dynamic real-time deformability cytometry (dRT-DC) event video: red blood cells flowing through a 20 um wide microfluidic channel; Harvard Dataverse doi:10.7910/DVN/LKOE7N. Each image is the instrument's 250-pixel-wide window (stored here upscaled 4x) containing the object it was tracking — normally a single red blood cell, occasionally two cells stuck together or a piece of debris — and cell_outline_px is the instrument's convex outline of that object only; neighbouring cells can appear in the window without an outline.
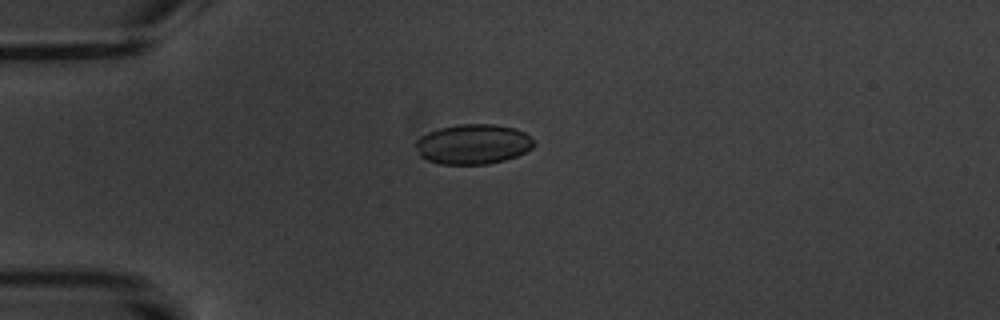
{"species": "common noctule bat (a hibernating species)", "species_latin": "Nyctalus noctula", "temperature_condition": "warm", "stored_images_in_passage": 5, "camera_frame_rate_fps": 3000, "um_per_image_px": 0.085, "animal": {"sex": "male", "body_mass_g": 20.1, "forearm_length_mm": 53.5}, "frame": {"image": 1, "passage_image": 2, "time_ms": 1.333, "image_size_px": [1000, 320], "cell_outline_px": [[536, 144], [532, 148], [516, 156], [504, 160], [488, 164], [440, 164], [428, 160], [420, 156], [412, 144], [420, 136], [428, 132], [440, 128], [460, 124], [492, 124], [516, 128], [524, 132]], "centroid_in_image_um": [40.17, 12.25], "position_along_channel_um": 44.8, "area_um2": 27.63}}
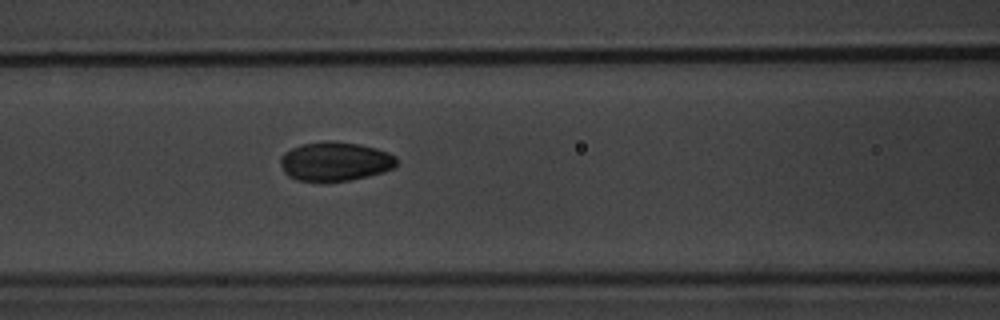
{"frame": {"image": 2, "passage_image": 5, "time_ms": 4.667, "image_size_px": [1000, 320], "cell_outline_px": [[396, 168], [384, 172], [368, 176], [348, 180], [296, 180], [288, 176], [284, 172], [280, 164], [280, 156], [284, 152], [292, 148], [304, 144], [360, 144], [376, 148], [388, 152], [396, 156]], "centroid_in_image_um": [28.51, 13.76], "position_along_channel_um": 138.1, "area_um2": 25.55}}